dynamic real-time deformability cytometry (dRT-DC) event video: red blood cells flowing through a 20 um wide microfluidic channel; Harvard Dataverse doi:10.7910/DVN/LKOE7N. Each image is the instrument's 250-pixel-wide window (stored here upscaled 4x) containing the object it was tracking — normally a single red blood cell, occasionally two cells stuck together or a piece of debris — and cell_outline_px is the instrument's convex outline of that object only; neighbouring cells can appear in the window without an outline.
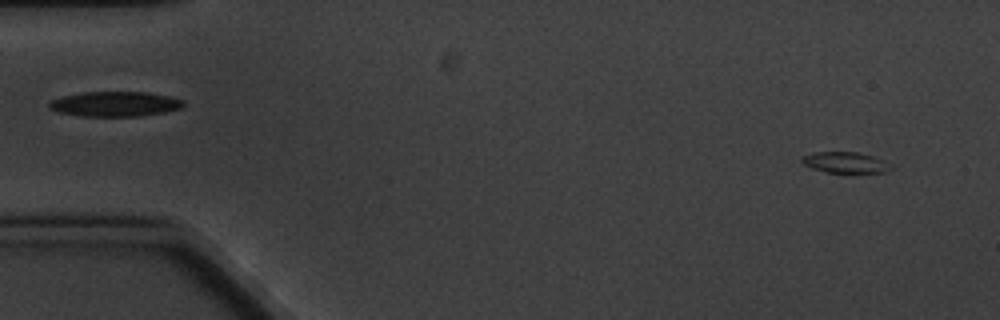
{"species": "common noctule bat (a hibernating species)", "species_latin": "Nyctalus noctula", "temperature_condition": "cold", "stored_images_in_passage": 6, "camera_frame_rate_fps": 3000, "um_per_image_px": 0.085, "animal": {"sex": "male", "body_mass_g": 20.1, "forearm_length_mm": 53.5}, "frame": {"image": 1, "passage_image": 1, "time_ms": 0.0, "image_size_px": [1000, 320], "cell_outline_px": [[892, 168], [888, 172], [828, 172], [812, 168], [804, 164], [800, 160], [800, 156], [812, 152], [856, 152], [872, 156], [892, 164]], "centroid_in_image_um": [71.82, 13.8], "position_along_channel_um": 13.2, "area_um2": 10.81}}
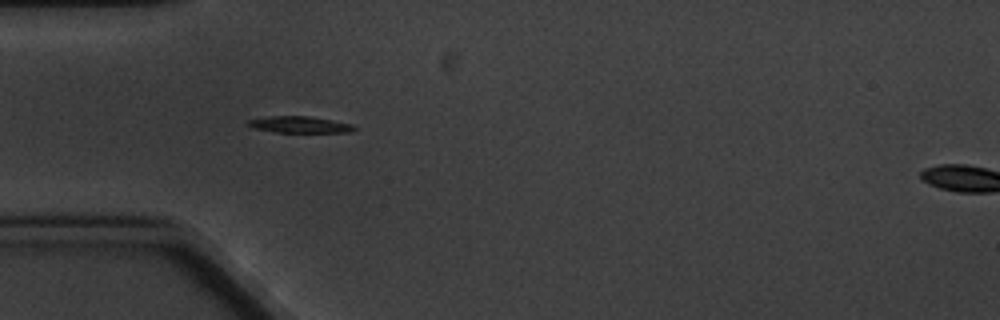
{"frame": {"image": 2, "passage_image": 5, "time_ms": 4.667, "image_size_px": [1000, 320], "cell_outline_px": [[356, 128], [352, 132], [276, 132], [252, 128], [248, 124], [248, 120], [264, 116], [308, 116], [352, 124]], "centroid_in_image_um": [25.43, 10.59], "position_along_channel_um": 59.6, "area_um2": 10.12}}